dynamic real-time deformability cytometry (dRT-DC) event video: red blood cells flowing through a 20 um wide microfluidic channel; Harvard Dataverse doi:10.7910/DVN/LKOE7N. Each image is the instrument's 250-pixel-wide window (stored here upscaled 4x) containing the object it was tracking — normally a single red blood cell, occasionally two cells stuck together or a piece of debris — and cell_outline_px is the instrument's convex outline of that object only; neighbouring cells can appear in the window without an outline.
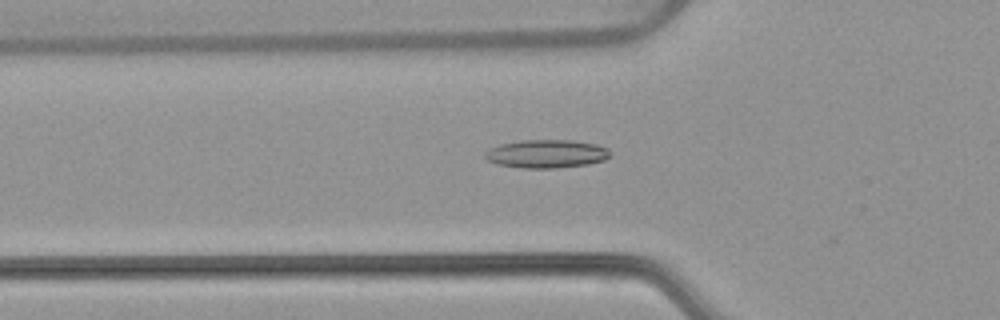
{"species": "common noctule bat (a hibernating species)", "species_latin": "Nyctalus noctula", "temperature_condition": "warm", "stored_images_in_passage": 41, "camera_frame_rate_fps": 3000, "um_per_image_px": 0.085, "animal": {"sex": "female", "body_mass_g": 22.7, "forearm_length_mm": 54.2}, "frame": {"image": 1, "passage_image": 6, "time_ms": 1.667, "image_size_px": [1000, 320], "cell_outline_px": [[612, 152], [604, 160], [588, 164], [556, 168], [524, 168], [496, 164], [488, 160], [484, 156], [484, 152], [488, 148], [500, 144], [520, 140], [572, 140], [596, 144], [608, 148]], "centroid_in_image_um": [46.43, 13.07], "position_along_channel_um": 79.4, "area_um2": 20.75}}
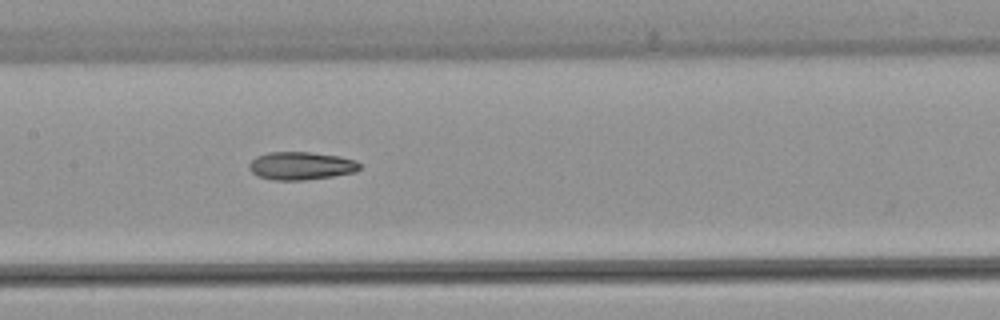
{"frame": {"image": 2, "passage_image": 14, "time_ms": 4.333, "image_size_px": [1000, 320], "cell_outline_px": [[360, 168], [356, 172], [332, 176], [304, 180], [272, 180], [256, 176], [248, 168], [248, 164], [256, 156], [268, 152], [312, 152], [340, 156], [356, 160], [360, 164]], "centroid_in_image_um": [25.57, 14.09], "position_along_channel_um": 181.8, "area_um2": 18.21}}
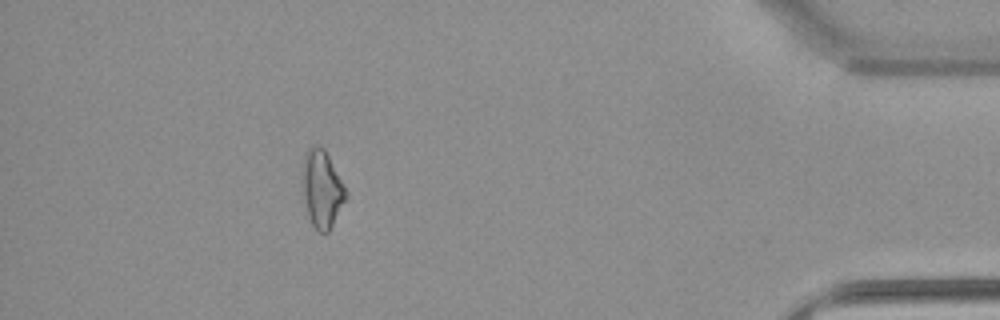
{"frame": {"image": 3, "passage_image": 36, "time_ms": 11.667, "image_size_px": [1000, 320], "cell_outline_px": [[348, 196], [328, 232], [320, 232], [312, 224], [308, 216], [304, 200], [300, 180], [304, 156], [308, 148], [316, 144], [320, 144], [324, 148], [344, 184]], "centroid_in_image_um": [27.34, 16.01], "position_along_channel_um": 407.9, "area_um2": 19.83}, "authors_computed_cell_mechanics": {"area_um2": 18.207, "velocity_mm_per_s": 3.806, "shape_relaxation_time_tau1_ms": null, "shape_relaxation_time_tau2_ms": 9.0555, "deformation_change_tau1": null, "deformation_change_tau2": 0.2084}}